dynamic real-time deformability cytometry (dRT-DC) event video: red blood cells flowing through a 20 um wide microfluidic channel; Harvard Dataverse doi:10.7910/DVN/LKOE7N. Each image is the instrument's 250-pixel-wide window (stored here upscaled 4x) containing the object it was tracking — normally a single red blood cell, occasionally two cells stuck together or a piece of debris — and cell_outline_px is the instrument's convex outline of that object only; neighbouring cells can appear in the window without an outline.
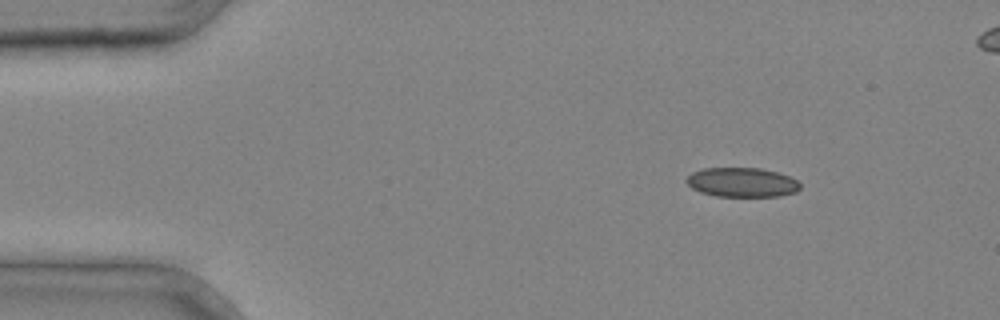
{"species": "common noctule bat (a hibernating species)", "species_latin": "Nyctalus noctula", "temperature_condition": "cold", "stored_images_in_passage": 4, "camera_frame_rate_fps": 3000, "um_per_image_px": 0.085, "animal": {"sex": "male", "body_mass_g": 20.4}, "frame": {"image": 1, "passage_image": 2, "time_ms": 0.333, "image_size_px": [1000, 320], "cell_outline_px": [[800, 188], [796, 192], [780, 196], [716, 196], [700, 192], [692, 188], [684, 180], [692, 172], [704, 168], [760, 168], [780, 172], [796, 180], [800, 184]], "centroid_in_image_um": [63.07, 15.49], "position_along_channel_um": 21.9, "area_um2": 19.54}}